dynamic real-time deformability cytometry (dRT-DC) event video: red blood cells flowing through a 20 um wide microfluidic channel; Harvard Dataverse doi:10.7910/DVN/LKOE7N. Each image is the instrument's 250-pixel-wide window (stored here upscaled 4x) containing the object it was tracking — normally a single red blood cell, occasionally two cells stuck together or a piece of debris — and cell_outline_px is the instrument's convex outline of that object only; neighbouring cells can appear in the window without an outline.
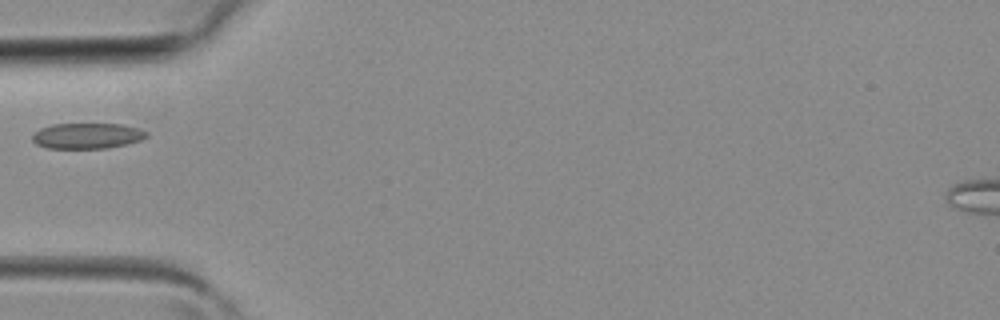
{"species": "common noctule bat (a hibernating species)", "species_latin": "Nyctalus noctula", "temperature_condition": "room temperature", "stored_images_in_passage": 3, "camera_frame_rate_fps": 3000, "um_per_image_px": 0.085, "animal": {"sex": "female", "body_mass_g": 19.3, "forearm_length_mm": 54.1}, "frame": {"image": 1, "passage_image": 3, "time_ms": 0.667, "image_size_px": [1000, 320], "cell_outline_px": [[148, 136], [140, 140], [124, 144], [104, 148], [48, 148], [36, 144], [32, 140], [32, 136], [40, 128], [52, 124], [124, 124], [148, 132]], "centroid_in_image_um": [7.39, 11.54], "position_along_channel_um": 77.6, "area_um2": 16.88}}